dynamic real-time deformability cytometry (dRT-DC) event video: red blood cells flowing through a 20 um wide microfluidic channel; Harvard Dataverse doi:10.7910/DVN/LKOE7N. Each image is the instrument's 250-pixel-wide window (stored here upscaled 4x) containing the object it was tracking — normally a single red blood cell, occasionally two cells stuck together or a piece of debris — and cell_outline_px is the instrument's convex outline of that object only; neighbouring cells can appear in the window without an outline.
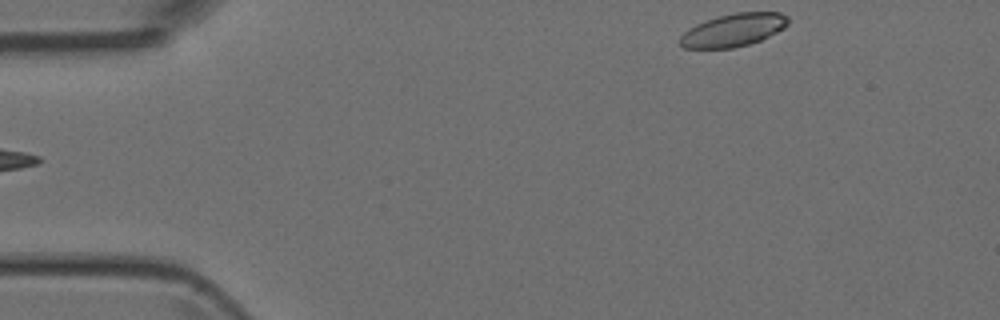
{"species": "Egyptian fruit bat (a non-hibernating species)", "species_latin": "Rousettus aegyptiacus", "temperature_condition": "room temperature", "stored_images_in_passage": 4, "segment_of_instrument_passage": [2, 2], "camera_frame_rate_fps": 3000, "um_per_image_px": 0.085, "animal": {"sex": "female"}, "frame": {"image": 1, "passage_image": 4, "time_ms": 3.333, "image_size_px": [1000, 320], "cell_outline_px": [[788, 24], [784, 28], [760, 40], [748, 44], [732, 48], [684, 48], [680, 44], [680, 36], [688, 28], [696, 24], [720, 16], [736, 12], [780, 12], [788, 16]], "centroid_in_image_um": [62.34, 2.55], "position_along_channel_um": 22.7, "area_um2": 20.52}}